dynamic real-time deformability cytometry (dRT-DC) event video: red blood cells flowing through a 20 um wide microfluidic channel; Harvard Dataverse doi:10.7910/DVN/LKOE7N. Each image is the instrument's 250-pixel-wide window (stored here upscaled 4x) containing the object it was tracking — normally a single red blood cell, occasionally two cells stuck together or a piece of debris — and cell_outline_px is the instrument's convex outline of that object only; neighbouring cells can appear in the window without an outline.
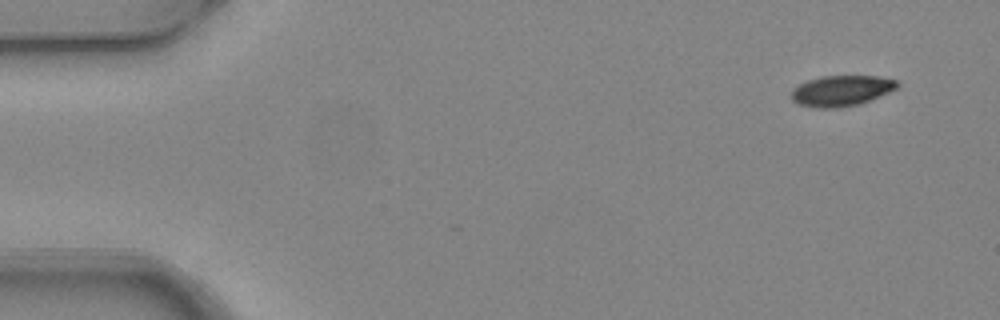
{"species": "common noctule bat (a hibernating species)", "species_latin": "Nyctalus noctula", "temperature_condition": "warm", "stored_images_in_passage": 2, "camera_frame_rate_fps": 3000, "um_per_image_px": 0.085, "animal": {"sex": "female", "body_mass_g": 24.6, "forearm_length_mm": 56.2}, "frame": {"image": 1, "passage_image": 1, "time_ms": 0.0, "image_size_px": [1000, 320], "cell_outline_px": [[900, 84], [896, 88], [888, 92], [860, 104], [836, 108], [816, 108], [800, 104], [792, 100], [792, 88], [808, 80], [824, 76], [876, 76], [896, 80]], "centroid_in_image_um": [71.51, 7.71], "position_along_channel_um": 13.5, "area_um2": 18.73}}